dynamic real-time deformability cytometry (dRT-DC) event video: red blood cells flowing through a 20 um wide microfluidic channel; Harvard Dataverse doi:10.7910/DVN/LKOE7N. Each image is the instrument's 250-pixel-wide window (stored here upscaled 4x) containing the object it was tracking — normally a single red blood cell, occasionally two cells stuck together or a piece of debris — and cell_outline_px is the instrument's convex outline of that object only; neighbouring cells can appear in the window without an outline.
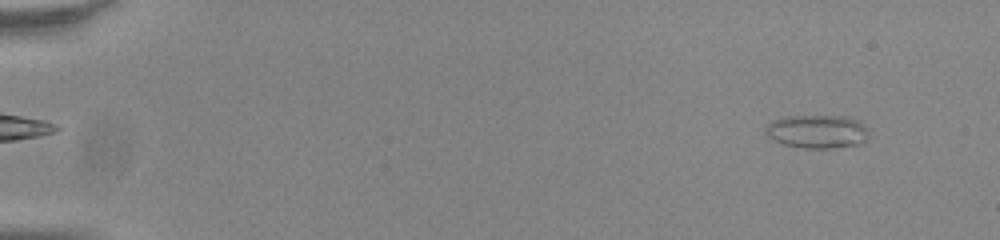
{"species": "common noctule bat (a hibernating species)", "species_latin": "Nyctalus noctula", "temperature_condition": "room temperature", "stored_images_in_passage": 54, "camera_frame_rate_fps": 3000, "um_per_image_px": 0.085, "animal": {"sex": "male", "body_mass_g": 20.0, "forearm_length_mm": 53.3}, "frame": {"image": 1, "passage_image": 4, "time_ms": 1.0, "image_size_px": [1000, 240], "cell_outline_px": [[868, 136], [860, 144], [832, 148], [804, 148], [784, 144], [768, 136], [764, 132], [764, 128], [772, 120], [784, 116], [848, 116], [856, 120], [868, 128]], "centroid_in_image_um": [69.45, 11.17], "position_along_channel_um": 15.5, "area_um2": 20.11}}
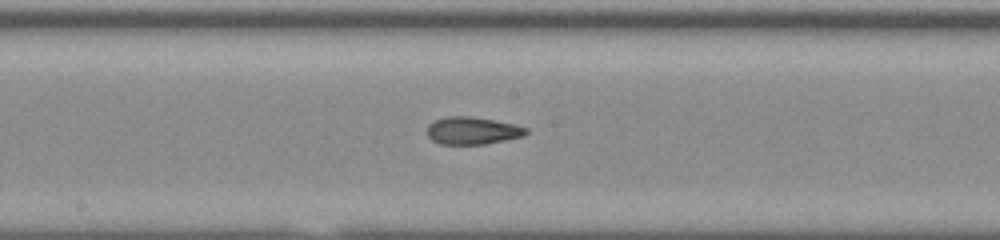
{"frame": {"image": 2, "passage_image": 30, "time_ms": 9.667, "image_size_px": [1000, 240], "cell_outline_px": [[528, 132], [524, 136], [484, 144], [440, 144], [432, 140], [428, 136], [428, 124], [444, 116], [468, 116], [516, 124], [528, 128]], "centroid_in_image_um": [40.16, 11.1], "position_along_channel_um": 208.0, "area_um2": 15.78}}
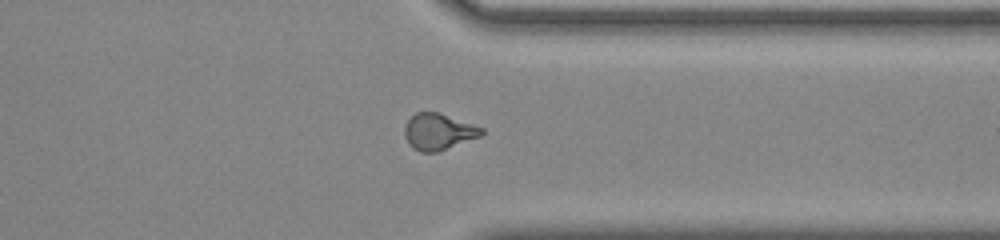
{"frame": {"image": 3, "passage_image": 43, "time_ms": 14.0, "image_size_px": [1000, 240], "cell_outline_px": [[484, 132], [480, 136], [436, 152], [420, 152], [412, 148], [404, 136], [404, 128], [408, 120], [416, 112], [436, 112], [484, 128]], "centroid_in_image_um": [37.24, 11.2], "position_along_channel_um": 374.2, "area_um2": 16.01}, "authors_computed_cell_mechanics": {"area_um2": 16.2418, "velocity_mm_per_s": 3.8466, "shape_relaxation_time_tau1_ms": null, "shape_relaxation_time_tau2_ms": 2.4356, "deformation_change_tau1": null, "deformation_change_tau2": 0.1052}}